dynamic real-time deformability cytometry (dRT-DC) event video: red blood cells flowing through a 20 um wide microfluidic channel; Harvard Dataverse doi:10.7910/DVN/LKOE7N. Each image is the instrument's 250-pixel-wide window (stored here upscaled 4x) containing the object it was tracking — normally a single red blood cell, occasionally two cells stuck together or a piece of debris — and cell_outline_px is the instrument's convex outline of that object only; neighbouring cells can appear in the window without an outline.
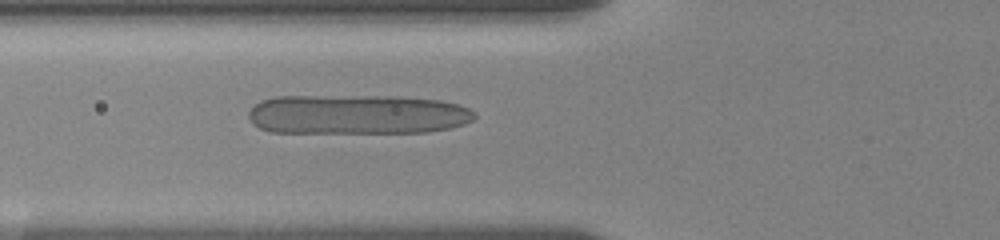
{"species": "human", "species_latin": "Homo sapiens", "temperature_condition": "room temperature", "stored_images_in_passage": 56, "camera_frame_rate_fps": 3000, "um_per_image_px": 0.085, "donor": {"sex": "female"}, "frame": {"image": 1, "passage_image": 21, "time_ms": 6.667, "image_size_px": [1000, 240], "cell_outline_px": [[476, 116], [472, 120], [464, 124], [452, 128], [428, 132], [272, 132], [260, 128], [252, 124], [248, 116], [248, 112], [260, 100], [276, 96], [396, 96], [440, 100], [456, 104], [468, 108], [476, 112]], "centroid_in_image_um": [30.36, 9.72], "position_along_channel_um": 95.4, "area_um2": 52.48}}
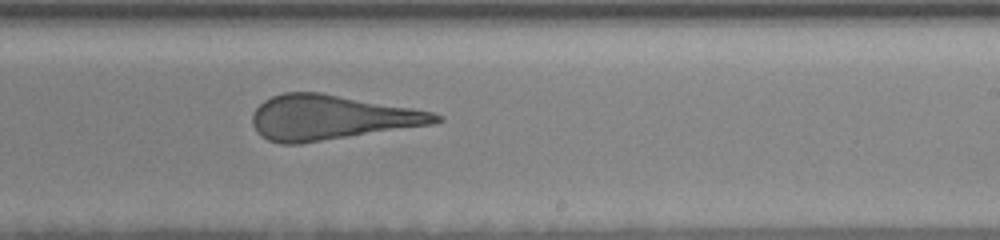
{"frame": {"image": 2, "passage_image": 35, "time_ms": 11.333, "image_size_px": [1000, 240], "cell_outline_px": [[444, 120], [432, 124], [300, 144], [280, 144], [268, 140], [260, 136], [256, 132], [252, 124], [252, 112], [264, 100], [272, 96], [284, 92], [320, 92], [412, 108], [432, 112], [444, 116]], "centroid_in_image_um": [28.1, 9.99], "position_along_channel_um": 260.9, "area_um2": 47.86}}
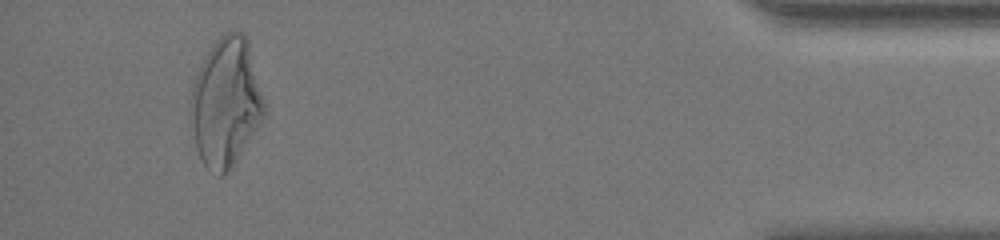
{"frame": {"image": 3, "passage_image": 53, "time_ms": 17.333, "image_size_px": [1000, 240], "cell_outline_px": [[264, 116], [252, 136], [232, 168], [220, 176], [208, 168], [204, 164], [196, 148], [188, 112], [188, 104], [192, 88], [200, 64], [212, 44], [224, 32], [244, 32], [248, 40], [264, 100]], "centroid_in_image_um": [19.17, 8.69], "position_along_channel_um": 416.0, "area_um2": 55.14}, "authors_computed_cell_mechanics": {"area_um2": 49.8525, "velocity_mm_per_s": 3.5249, "shape_relaxation_time_tau1_ms": 9.0484, "shape_relaxation_time_tau2_ms": 1.5338, "deformation_change_tau1": 0.2964, "deformation_change_tau2": 0.153}}